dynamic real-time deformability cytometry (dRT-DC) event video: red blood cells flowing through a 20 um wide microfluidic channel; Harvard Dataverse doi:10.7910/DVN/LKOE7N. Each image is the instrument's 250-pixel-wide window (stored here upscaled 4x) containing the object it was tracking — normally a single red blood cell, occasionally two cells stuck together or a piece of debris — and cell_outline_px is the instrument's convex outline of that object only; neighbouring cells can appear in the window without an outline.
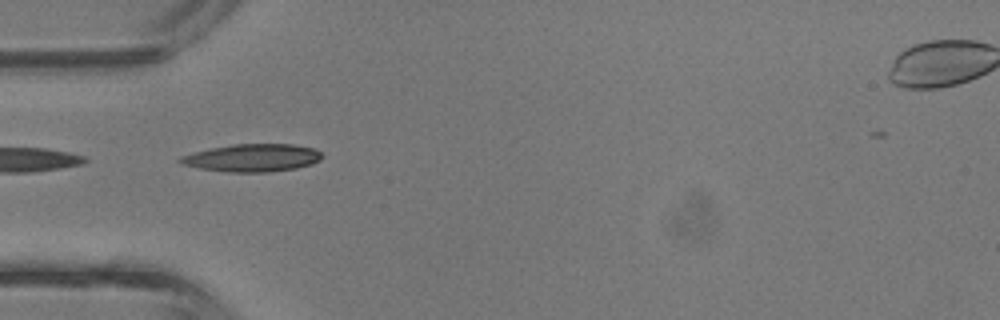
{"species": "common noctule bat (a hibernating species)", "species_latin": "Nyctalus noctula", "temperature_condition": "room temperature", "stored_images_in_passage": 30, "camera_frame_rate_fps": 3000, "um_per_image_px": 0.085, "animal": {"sex": "male", "body_mass_g": 13.3}, "frame": {"image": 1, "passage_image": 1, "time_ms": 0.0, "image_size_px": [1000, 320], "cell_outline_px": [[324, 156], [320, 160], [312, 164], [296, 168], [268, 172], [228, 172], [200, 168], [180, 164], [176, 160], [180, 156], [208, 148], [232, 144], [292, 144], [312, 148], [320, 152]], "centroid_in_image_um": [21.42, 13.41], "position_along_channel_um": 63.6, "area_um2": 23.0}}
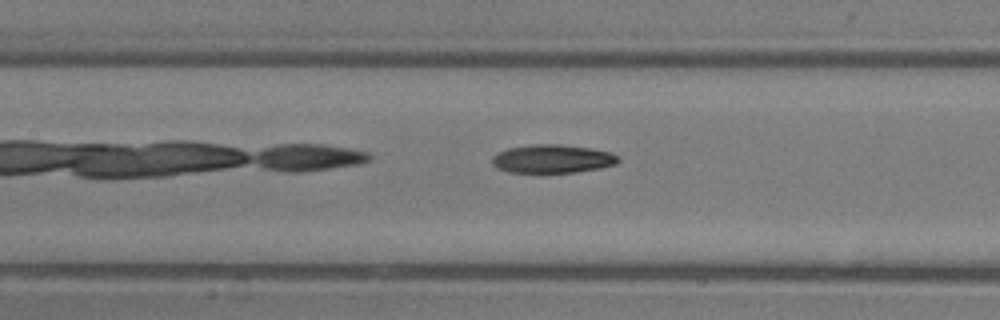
{"frame": {"image": 2, "passage_image": 7, "time_ms": 2.0, "image_size_px": [1000, 320], "cell_outline_px": [[620, 160], [616, 164], [600, 168], [576, 172], [540, 176], [508, 172], [496, 168], [492, 164], [492, 156], [496, 152], [508, 148], [532, 144], [560, 144], [592, 148], [612, 152]], "centroid_in_image_um": [46.89, 13.54], "position_along_channel_um": 160.5, "area_um2": 22.02}}
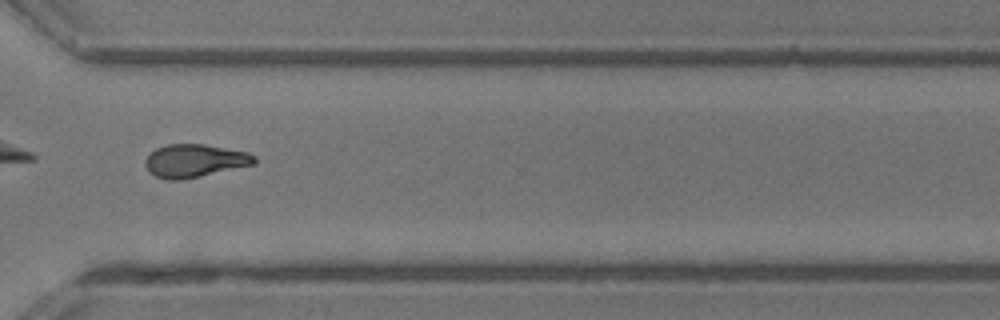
{"frame": {"image": 3, "passage_image": 19, "time_ms": 6.0, "image_size_px": [1000, 320], "cell_outline_px": [[256, 164], [200, 176], [180, 180], [168, 180], [156, 176], [148, 172], [144, 164], [144, 160], [156, 148], [168, 144], [204, 144], [248, 152], [256, 156]], "centroid_in_image_um": [16.54, 13.66], "position_along_channel_um": 354.1, "area_um2": 21.04}, "authors_computed_cell_mechanics": {"area_um2": 20.7502, "velocity_mm_per_s": 4.8523, "shape_relaxation_time_tau1_ms": 4.2268, "shape_relaxation_time_tau2_ms": 6.8393, "deformation_change_tau1": 0.1437, "deformation_change_tau2": 0.1801}}